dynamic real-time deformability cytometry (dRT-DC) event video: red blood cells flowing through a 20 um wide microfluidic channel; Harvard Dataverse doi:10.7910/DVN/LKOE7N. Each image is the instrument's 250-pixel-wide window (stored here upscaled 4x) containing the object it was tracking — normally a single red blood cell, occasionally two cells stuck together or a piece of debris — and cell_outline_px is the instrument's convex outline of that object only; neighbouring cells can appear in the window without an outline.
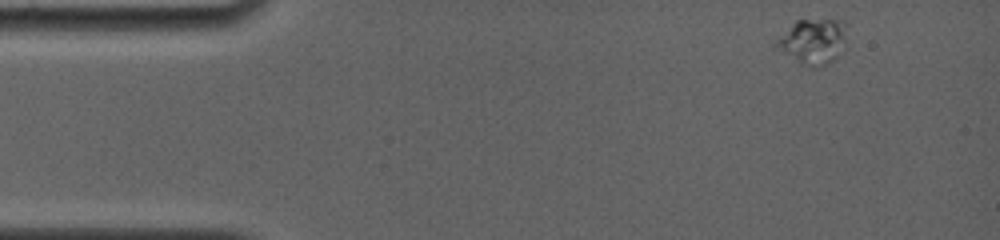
{"species": "common noctule bat (a hibernating species)", "species_latin": "Nyctalus noctula", "temperature_condition": "room temperature", "stored_images_in_passage": 4, "camera_frame_rate_fps": 4000, "um_per_image_px": 0.085, "animal": {"sex": "female", "body_mass_g": 19.0, "forearm_length_mm": 56.7}, "frame": {"image": 1, "passage_image": 1, "time_ms": 0.0, "image_size_px": [1000, 240], "cell_outline_px": [[848, 24], [844, 40], [836, 56], [832, 60], [816, 68], [804, 64], [772, 48], [772, 44], [796, 20], [844, 20]], "centroid_in_image_um": [69.05, 3.49], "position_along_channel_um": 15.9, "area_um2": 18.32}}
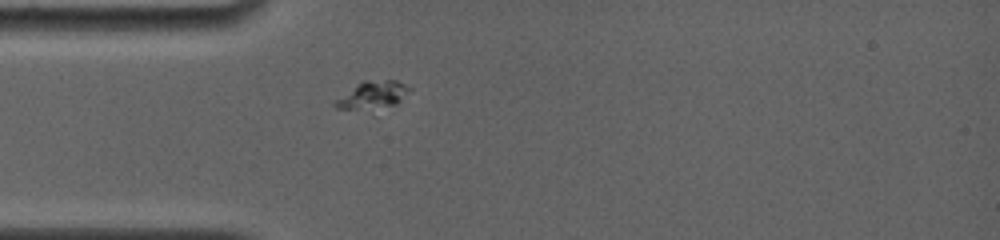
{"frame": {"image": 2, "passage_image": 4, "time_ms": 3.25, "image_size_px": [1000, 240], "cell_outline_px": [[412, 88], [396, 104], [372, 116], [336, 108], [332, 104], [336, 100], [364, 80], [396, 80]], "centroid_in_image_um": [31.65, 8.22], "position_along_channel_um": 53.3, "area_um2": 13.01}}